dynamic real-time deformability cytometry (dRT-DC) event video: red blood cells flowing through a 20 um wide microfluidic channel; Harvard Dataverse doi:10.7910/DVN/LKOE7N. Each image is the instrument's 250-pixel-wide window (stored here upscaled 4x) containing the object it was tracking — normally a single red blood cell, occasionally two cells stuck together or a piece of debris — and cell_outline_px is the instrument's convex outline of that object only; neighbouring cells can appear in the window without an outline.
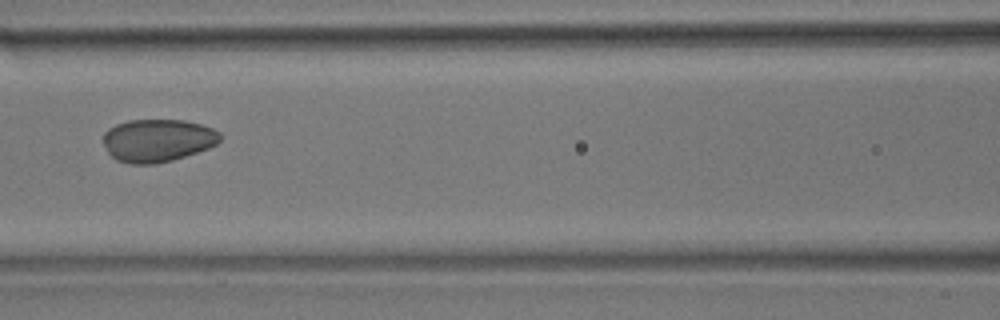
{"species": "common noctule bat (a hibernating species)", "species_latin": "Nyctalus noctula", "temperature_condition": "room temperature", "stored_images_in_passage": 8, "camera_frame_rate_fps": 3000, "um_per_image_px": 0.085, "animal": {"sex": "male", "body_mass_g": 17.9}, "frame": {"image": 1, "passage_image": 5, "time_ms": 1.333, "image_size_px": [1000, 320], "cell_outline_px": [[220, 140], [216, 144], [208, 148], [172, 160], [156, 164], [132, 164], [116, 160], [108, 152], [104, 144], [104, 132], [108, 128], [116, 124], [128, 120], [184, 120], [200, 124], [212, 128], [220, 132]], "centroid_in_image_um": [13.38, 11.93], "position_along_channel_um": 153.2, "area_um2": 29.07}}